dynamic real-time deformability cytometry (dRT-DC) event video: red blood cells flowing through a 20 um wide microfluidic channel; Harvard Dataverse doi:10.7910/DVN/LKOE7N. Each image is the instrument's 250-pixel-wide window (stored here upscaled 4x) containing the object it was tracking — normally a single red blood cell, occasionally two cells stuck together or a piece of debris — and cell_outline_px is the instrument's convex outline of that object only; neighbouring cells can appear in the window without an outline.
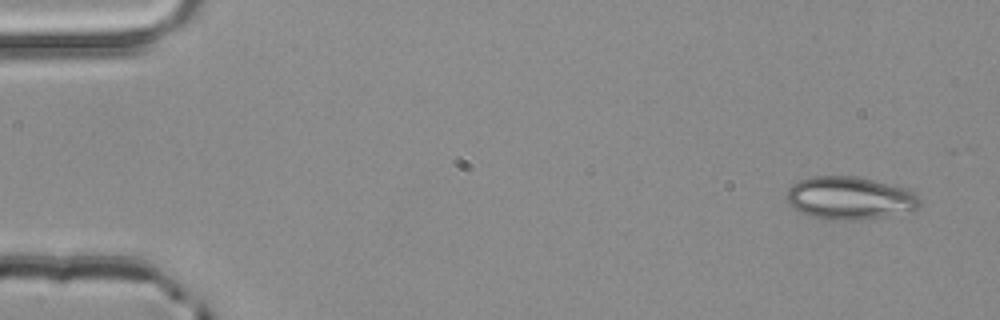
{"species": "common noctule bat (a hibernating species)", "species_latin": "Nyctalus noctula", "temperature_condition": "room temperature", "stored_images_in_passage": 3, "camera_frame_rate_fps": 3000, "um_per_image_px": 0.085, "animal": {"sex": "male", "body_mass_g": 20.4}, "frame": {"image": 1, "passage_image": 1, "time_ms": 0.0, "image_size_px": [1000, 320], "cell_outline_px": [[920, 208], [912, 212], [884, 216], [852, 220], [828, 220], [812, 216], [800, 212], [792, 208], [788, 204], [788, 188], [792, 184], [800, 180], [812, 176], [856, 176], [908, 188], [920, 200]], "centroid_in_image_um": [72.24, 16.84], "position_along_channel_um": 12.8, "area_um2": 33.35}}